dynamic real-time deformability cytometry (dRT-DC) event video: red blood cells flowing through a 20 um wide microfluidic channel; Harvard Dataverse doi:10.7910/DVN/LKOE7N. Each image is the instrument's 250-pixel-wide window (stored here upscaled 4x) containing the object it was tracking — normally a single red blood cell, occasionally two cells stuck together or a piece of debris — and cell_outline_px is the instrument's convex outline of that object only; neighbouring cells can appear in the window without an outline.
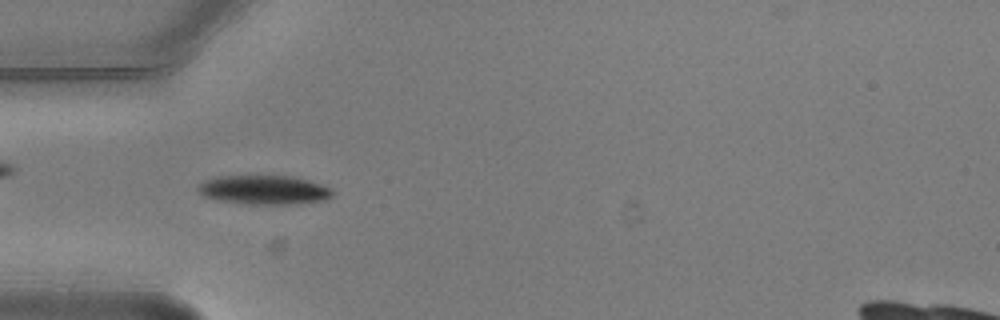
{"species": "common noctule bat (a hibernating species)", "species_latin": "Nyctalus noctula", "temperature_condition": "warm", "stored_images_in_passage": 8, "camera_frame_rate_fps": 3000, "um_per_image_px": 0.085, "animal": {"sex": "male", "body_mass_g": 20.5, "forearm_length_mm": 52.5}, "frame": {"image": 1, "passage_image": 6, "time_ms": 1.667, "image_size_px": [1000, 320], "cell_outline_px": [[332, 196], [328, 200], [292, 204], [248, 204], [220, 200], [204, 196], [196, 188], [204, 180], [216, 176], [292, 176], [308, 180], [332, 188]], "centroid_in_image_um": [22.47, 16.14], "position_along_channel_um": 62.5, "area_um2": 22.77}}
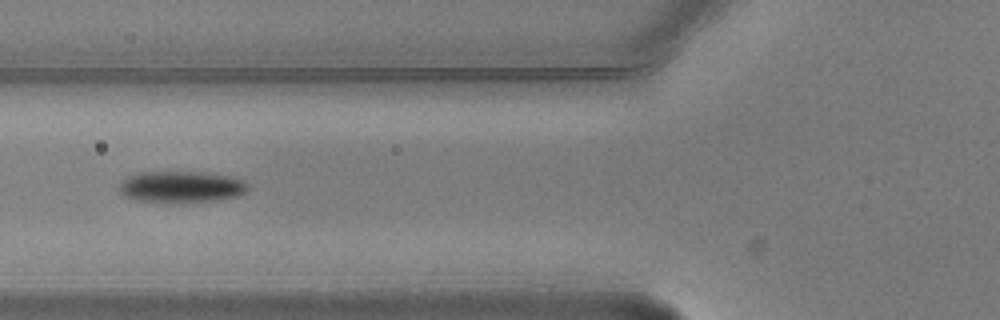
{"frame": {"image": 2, "passage_image": 7, "time_ms": 2.0, "image_size_px": [1000, 320], "cell_outline_px": [[248, 188], [244, 192], [236, 196], [220, 200], [176, 204], [168, 204], [140, 200], [124, 196], [120, 188], [120, 184], [128, 176], [140, 172], [204, 172], [232, 176], [244, 180], [248, 184]], "centroid_in_image_um": [15.45, 15.9], "position_along_channel_um": 110.4, "area_um2": 23.99}}